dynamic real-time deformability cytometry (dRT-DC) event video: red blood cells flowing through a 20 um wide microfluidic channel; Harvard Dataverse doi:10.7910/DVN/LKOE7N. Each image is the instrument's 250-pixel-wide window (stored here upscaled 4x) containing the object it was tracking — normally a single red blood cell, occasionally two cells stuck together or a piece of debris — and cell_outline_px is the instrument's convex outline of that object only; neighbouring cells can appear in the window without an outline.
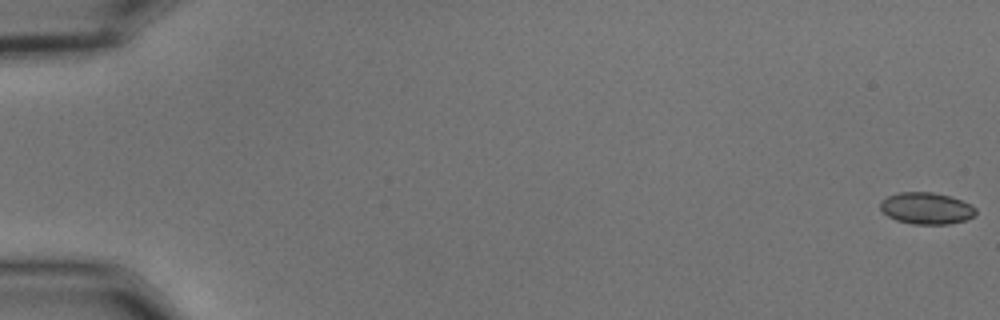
{"species": "common noctule bat (a hibernating species)", "species_latin": "Nyctalus noctula", "temperature_condition": "cold", "stored_images_in_passage": 57, "camera_frame_rate_fps": 3000, "um_per_image_px": 0.085, "animal": {"sex": "male", "body_mass_g": 15.6}, "frame": {"image": 1, "passage_image": 1, "time_ms": 0.0, "image_size_px": [1000, 320], "cell_outline_px": [[976, 216], [964, 220], [948, 224], [912, 224], [896, 220], [888, 216], [880, 208], [880, 200], [888, 196], [900, 192], [932, 192], [948, 196], [960, 200], [976, 208]], "centroid_in_image_um": [78.72, 17.71], "position_along_channel_um": 6.3, "area_um2": 17.51}}
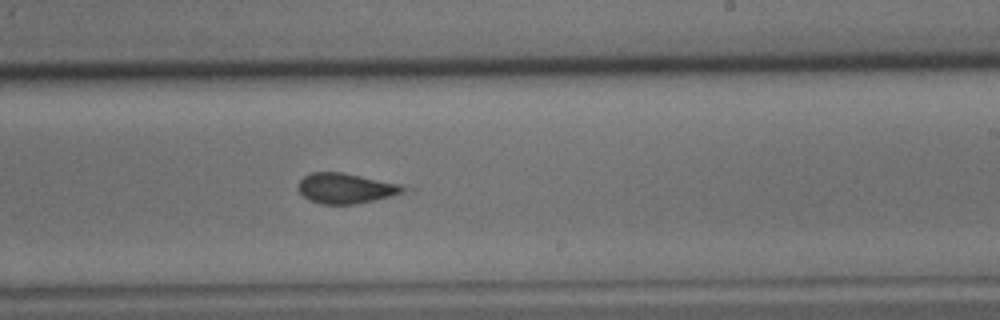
{"frame": {"image": 2, "passage_image": 35, "time_ms": 11.333, "image_size_px": [1000, 320], "cell_outline_px": [[416, 188], [404, 192], [356, 204], [324, 204], [308, 200], [300, 192], [300, 180], [304, 176], [312, 172], [340, 172], [400, 184]], "centroid_in_image_um": [29.44, 16.0], "position_along_channel_um": 259.6, "area_um2": 18.32}}
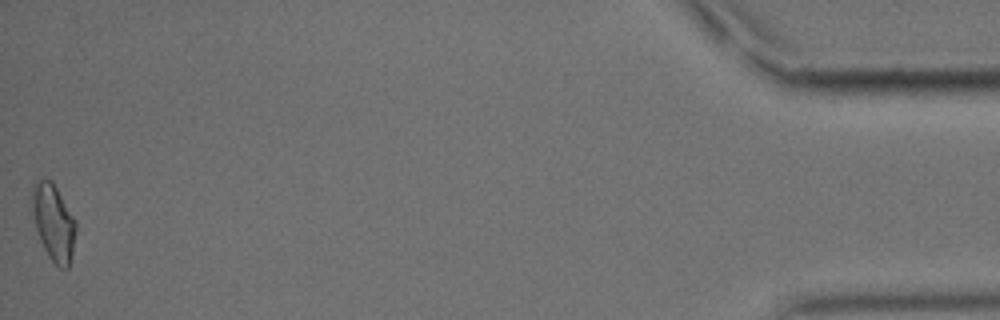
{"frame": {"image": 3, "passage_image": 56, "time_ms": 18.333, "image_size_px": [1000, 320], "cell_outline_px": [[76, 228], [72, 252], [68, 268], [60, 268], [48, 256], [44, 248], [36, 228], [32, 212], [32, 184], [36, 180], [44, 176], [52, 180], [76, 220]], "centroid_in_image_um": [4.54, 18.83], "position_along_channel_um": 430.7, "area_um2": 19.54}}